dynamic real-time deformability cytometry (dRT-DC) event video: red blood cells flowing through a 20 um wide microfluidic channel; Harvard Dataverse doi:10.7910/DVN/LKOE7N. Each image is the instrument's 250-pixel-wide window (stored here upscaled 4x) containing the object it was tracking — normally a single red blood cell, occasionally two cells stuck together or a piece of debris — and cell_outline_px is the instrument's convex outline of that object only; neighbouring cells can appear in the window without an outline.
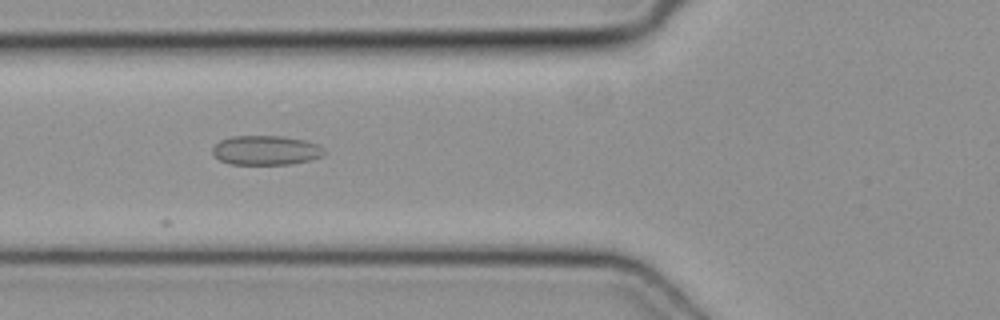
{"species": "common noctule bat (a hibernating species)", "species_latin": "Nyctalus noctula", "temperature_condition": "cold", "stored_images_in_passage": 20, "camera_frame_rate_fps": 3000, "um_per_image_px": 0.085, "animal": {"sex": "female", "body_mass_g": 19.3, "forearm_length_mm": 54.1}, "frame": {"image": 1, "passage_image": 3, "time_ms": 0.667, "image_size_px": [1000, 320], "cell_outline_px": [[324, 156], [292, 164], [232, 164], [220, 160], [212, 152], [212, 148], [220, 140], [232, 136], [280, 136], [304, 140], [320, 144], [324, 148]], "centroid_in_image_um": [22.63, 12.77], "position_along_channel_um": 103.2, "area_um2": 19.13}}
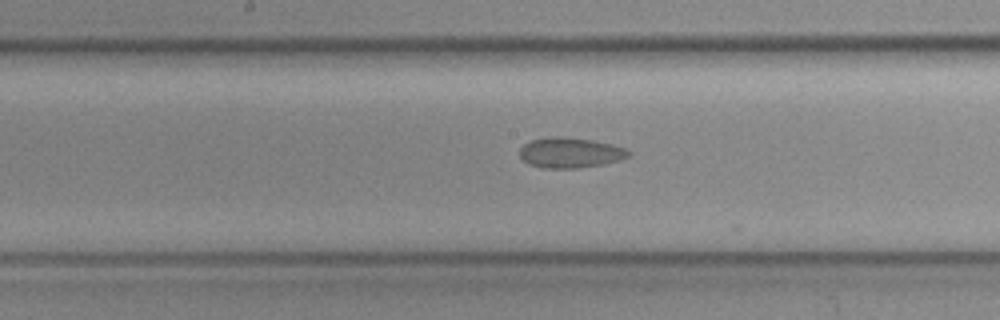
{"frame": {"image": 2, "passage_image": 10, "time_ms": 3.0, "image_size_px": [1000, 320], "cell_outline_px": [[632, 152], [628, 156], [620, 160], [604, 164], [580, 168], [544, 168], [528, 164], [520, 156], [520, 148], [524, 144], [532, 140], [552, 136], [564, 136], [592, 140], [612, 144], [624, 148]], "centroid_in_image_um": [48.48, 12.98], "position_along_channel_um": 199.7, "area_um2": 19.31}}
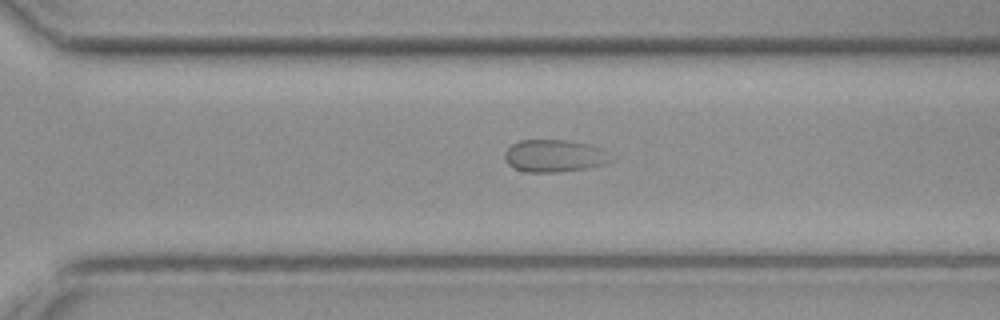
{"frame": {"image": 3, "passage_image": 19, "time_ms": 6.0, "image_size_px": [1000, 320], "cell_outline_px": [[612, 160], [604, 164], [584, 168], [560, 172], [524, 172], [508, 164], [504, 156], [504, 152], [512, 144], [520, 140], [564, 140], [588, 144], [600, 148]], "centroid_in_image_um": [47.06, 13.25], "position_along_channel_um": 323.5, "area_um2": 19.71}}